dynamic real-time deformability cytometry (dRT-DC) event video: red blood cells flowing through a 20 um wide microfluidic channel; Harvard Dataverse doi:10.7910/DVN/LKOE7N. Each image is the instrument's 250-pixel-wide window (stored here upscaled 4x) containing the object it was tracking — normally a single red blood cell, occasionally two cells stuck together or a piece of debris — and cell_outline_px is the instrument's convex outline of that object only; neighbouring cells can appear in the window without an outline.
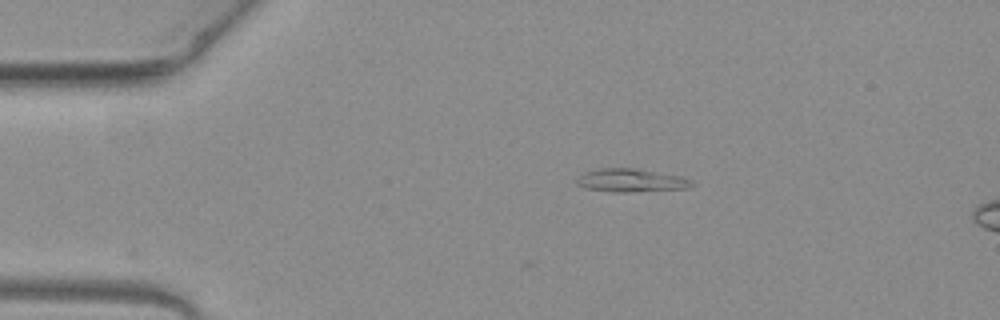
{"species": "common noctule bat (a hibernating species)", "species_latin": "Nyctalus noctula", "temperature_condition": "warm", "stored_images_in_passage": 29, "camera_frame_rate_fps": 3000, "um_per_image_px": 0.085, "animal": {"sex": "female", "body_mass_g": 19.3, "forearm_length_mm": 54.1}, "frame": {"image": 1, "passage_image": 1, "time_ms": 0.0, "image_size_px": [1000, 320], "cell_outline_px": [[696, 184], [688, 188], [624, 192], [616, 192], [584, 188], [576, 184], [576, 180], [584, 172], [596, 168], [632, 168], [684, 176], [692, 180]], "centroid_in_image_um": [53.65, 15.32], "position_along_channel_um": 31.3, "area_um2": 15.61}}
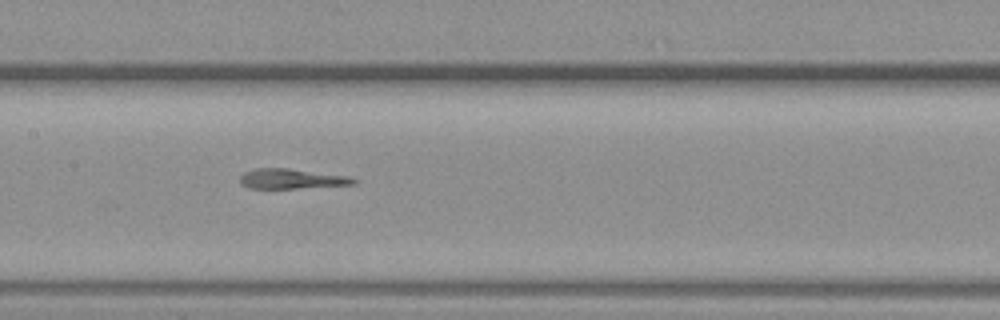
{"frame": {"image": 2, "passage_image": 16, "time_ms": 5.0, "image_size_px": [1000, 320], "cell_outline_px": [[356, 184], [296, 188], [248, 188], [240, 180], [240, 176], [244, 172], [256, 168], [288, 168], [348, 176], [356, 180]], "centroid_in_image_um": [24.77, 15.19], "position_along_channel_um": 182.6, "area_um2": 13.01}}
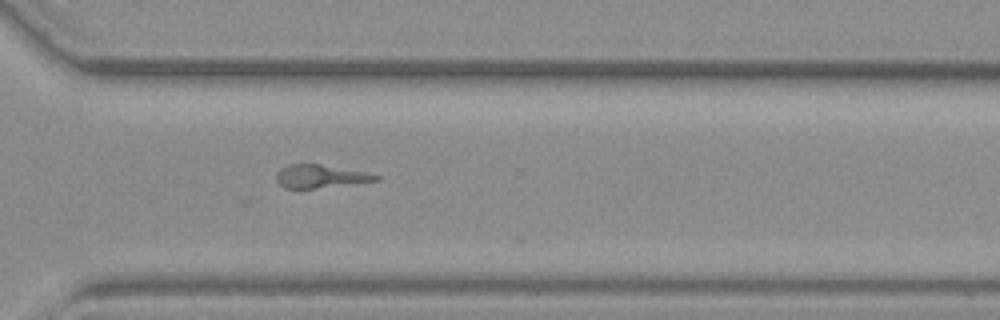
{"frame": {"image": 3, "passage_image": 28, "time_ms": 9.0, "image_size_px": [1000, 320], "cell_outline_px": [[380, 180], [312, 188], [284, 188], [276, 180], [276, 172], [280, 168], [288, 164], [320, 164], [364, 172], [380, 176]], "centroid_in_image_um": [27.16, 14.97], "position_along_channel_um": 343.4, "area_um2": 13.12}}